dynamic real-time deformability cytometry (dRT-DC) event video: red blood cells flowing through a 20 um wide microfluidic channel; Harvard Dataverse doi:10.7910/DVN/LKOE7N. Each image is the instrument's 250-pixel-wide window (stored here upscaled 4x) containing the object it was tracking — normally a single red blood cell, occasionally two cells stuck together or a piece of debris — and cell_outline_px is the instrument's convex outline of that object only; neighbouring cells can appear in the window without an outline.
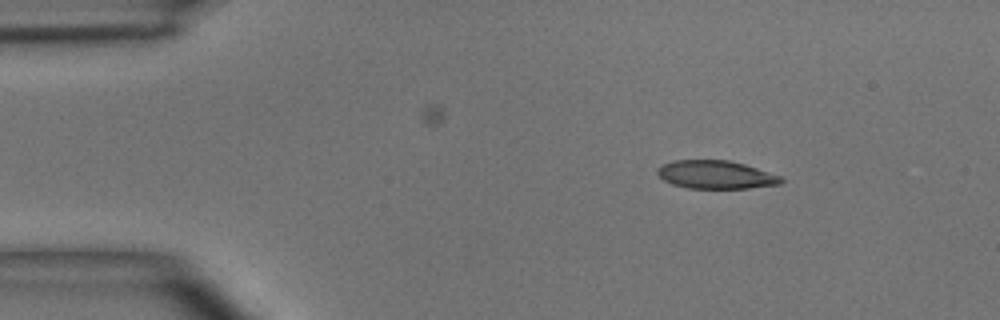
{"species": "common noctule bat (a hibernating species)", "species_latin": "Nyctalus noctula", "temperature_condition": "room temperature", "stored_images_in_passage": 4, "camera_frame_rate_fps": 3000, "um_per_image_px": 0.085, "animal": {"sex": "male", "body_mass_g": 15.6}, "frame": {"image": 1, "passage_image": 2, "time_ms": 1.0, "image_size_px": [1000, 320], "cell_outline_px": [[784, 180], [780, 184], [748, 188], [688, 188], [672, 184], [664, 180], [656, 172], [656, 168], [664, 164], [676, 160], [728, 160], [744, 164], [780, 176]], "centroid_in_image_um": [60.82, 14.85], "position_along_channel_um": 24.2, "area_um2": 20.11}}
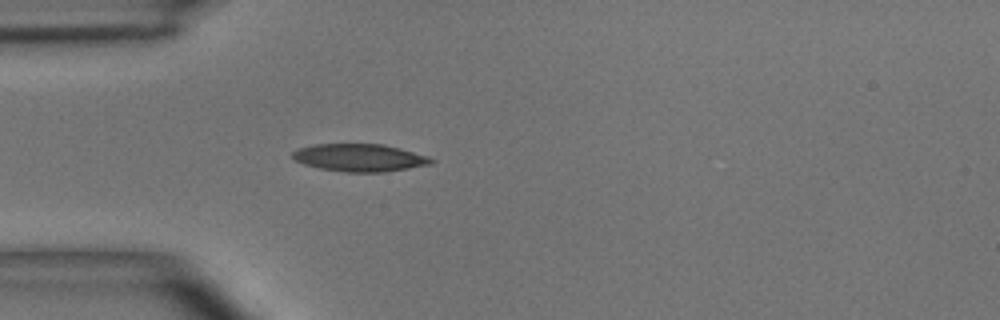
{"frame": {"image": 2, "passage_image": 4, "time_ms": 3.333, "image_size_px": [1000, 320], "cell_outline_px": [[436, 160], [432, 164], [384, 172], [344, 172], [320, 168], [304, 164], [296, 160], [292, 156], [292, 152], [300, 148], [316, 144], [380, 144], [400, 148], [428, 156]], "centroid_in_image_um": [30.6, 13.4], "position_along_channel_um": 54.4, "area_um2": 22.14}}